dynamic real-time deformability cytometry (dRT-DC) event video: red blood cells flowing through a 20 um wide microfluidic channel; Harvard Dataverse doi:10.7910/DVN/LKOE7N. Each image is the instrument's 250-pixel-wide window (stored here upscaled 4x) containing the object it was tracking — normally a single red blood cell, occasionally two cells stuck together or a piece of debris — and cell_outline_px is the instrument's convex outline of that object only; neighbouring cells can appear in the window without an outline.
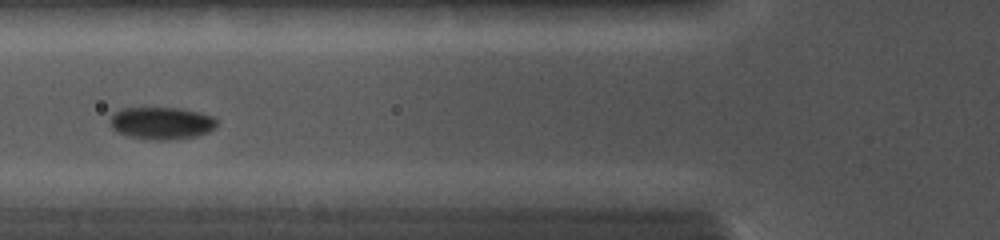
{"species": "common noctule bat (a hibernating species)", "species_latin": "Nyctalus noctula", "temperature_condition": "cold", "stored_images_in_passage": 19, "camera_frame_rate_fps": 5000, "um_per_image_px": 0.085, "animal": {"sex": "female", "body_mass_g": 19.0, "forearm_length_mm": 56.7}, "frame": {"image": 1, "passage_image": 14, "time_ms": 5.4, "image_size_px": [1000, 240], "cell_outline_px": [[216, 128], [208, 132], [196, 136], [164, 140], [148, 140], [116, 132], [108, 124], [112, 112], [120, 108], [180, 108], [200, 112], [212, 116], [216, 120]], "centroid_in_image_um": [13.69, 10.46], "position_along_channel_um": 112.1, "area_um2": 20.29}}
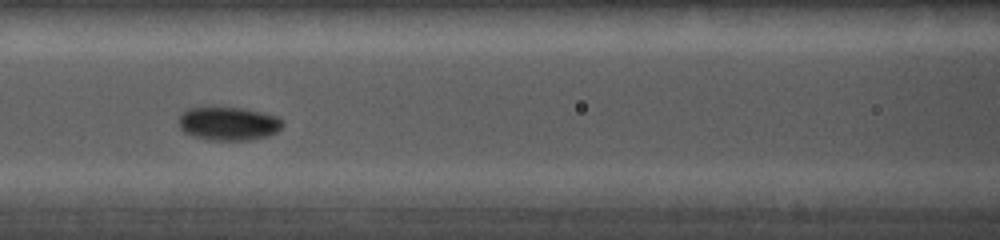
{"frame": {"image": 2, "passage_image": 16, "time_ms": 6.2, "image_size_px": [1000, 240], "cell_outline_px": [[284, 124], [276, 132], [268, 136], [248, 140], [208, 140], [184, 132], [180, 128], [180, 112], [184, 108], [244, 108], [280, 116], [284, 120]], "centroid_in_image_um": [19.46, 10.5], "position_along_channel_um": 147.1, "area_um2": 20.35}}
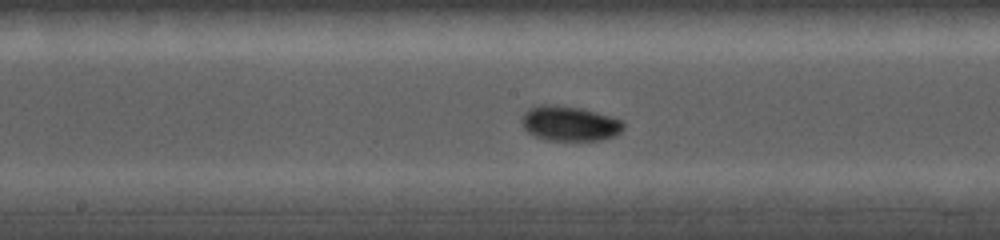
{"frame": {"image": 3, "passage_image": 19, "time_ms": 7.4, "image_size_px": [1000, 240], "cell_outline_px": [[624, 128], [620, 132], [612, 136], [600, 140], [544, 140], [528, 132], [524, 128], [520, 120], [524, 112], [528, 108], [540, 104], [552, 104], [580, 108], [624, 120]], "centroid_in_image_um": [48.38, 10.49], "position_along_channel_um": 199.8, "area_um2": 20.75}}